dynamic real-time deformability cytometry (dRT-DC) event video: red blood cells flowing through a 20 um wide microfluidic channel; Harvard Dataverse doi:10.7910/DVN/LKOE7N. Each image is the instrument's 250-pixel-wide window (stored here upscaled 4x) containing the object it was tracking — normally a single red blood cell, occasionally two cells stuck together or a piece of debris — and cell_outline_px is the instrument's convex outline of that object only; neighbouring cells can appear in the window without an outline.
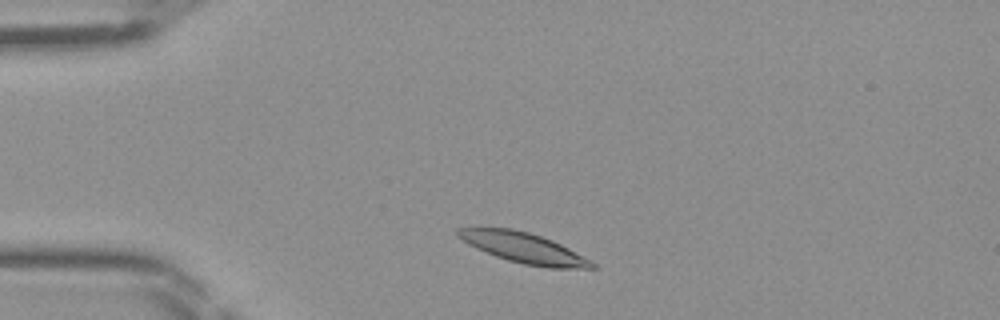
{"species": "Egyptian fruit bat (a non-hibernating species)", "species_latin": "Rousettus aegyptiacus", "temperature_condition": "room temperature", "stored_images_in_passage": 40, "camera_frame_rate_fps": 3000, "um_per_image_px": 0.085, "frame": {"image": 1, "passage_image": 4, "time_ms": 1.0, "image_size_px": [1000, 320], "cell_outline_px": [[596, 268], [548, 268], [524, 264], [508, 260], [496, 256], [476, 248], [468, 244], [456, 236], [456, 228], [480, 224], [512, 228], [528, 232], [552, 240], [568, 248], [596, 264]], "centroid_in_image_um": [44.36, 21.0], "position_along_channel_um": 40.6, "area_um2": 24.22}}
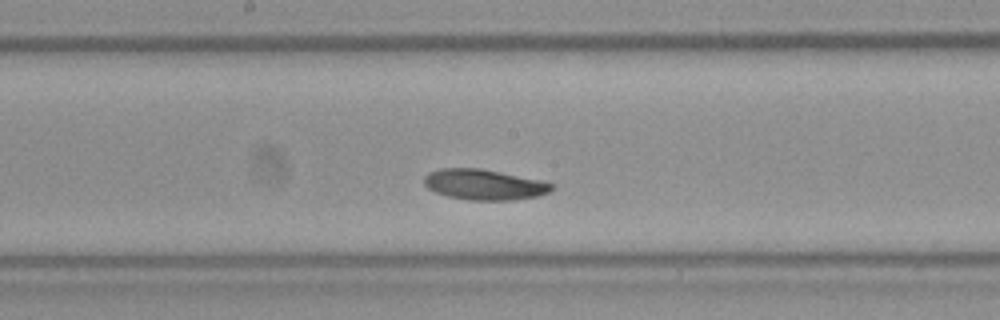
{"frame": {"image": 2, "passage_image": 18, "time_ms": 5.667, "image_size_px": [1000, 320], "cell_outline_px": [[556, 188], [540, 196], [512, 200], [468, 200], [448, 196], [436, 192], [428, 188], [424, 184], [424, 176], [428, 172], [440, 168], [480, 168], [540, 180], [556, 184]], "centroid_in_image_um": [41.18, 15.69], "position_along_channel_um": 207.0, "area_um2": 22.83}}
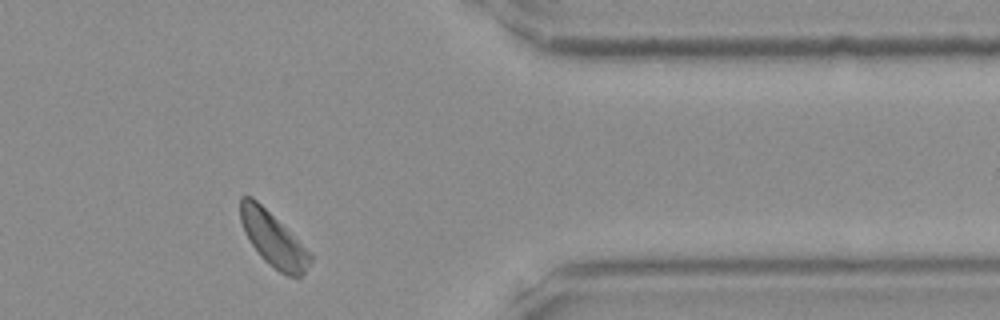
{"frame": {"image": 3, "passage_image": 32, "time_ms": 10.333, "image_size_px": [1000, 320], "cell_outline_px": [[312, 260], [304, 276], [288, 276], [280, 272], [268, 264], [260, 256], [248, 240], [244, 232], [240, 220], [240, 196], [252, 196], [312, 252]], "centroid_in_image_um": [23.24, 20.36], "position_along_channel_um": 388.2, "area_um2": 22.25}}